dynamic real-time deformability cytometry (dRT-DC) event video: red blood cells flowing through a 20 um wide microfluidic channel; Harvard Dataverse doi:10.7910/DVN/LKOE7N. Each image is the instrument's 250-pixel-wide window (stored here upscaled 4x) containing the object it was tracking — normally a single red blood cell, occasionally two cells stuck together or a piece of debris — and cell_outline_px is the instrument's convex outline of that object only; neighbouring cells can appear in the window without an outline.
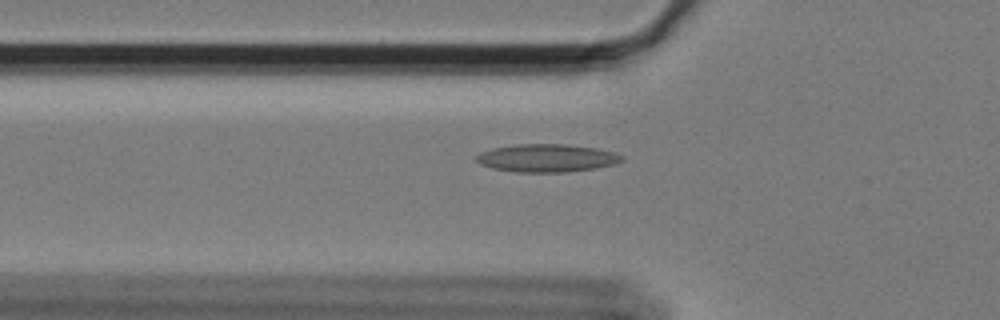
{"species": "Egyptian fruit bat (a non-hibernating species)", "species_latin": "Rousettus aegyptiacus", "temperature_condition": "cold", "stored_images_in_passage": 27, "camera_frame_rate_fps": 3000, "um_per_image_px": 0.085, "animal": {"sex": "female"}, "frame": {"image": 1, "passage_image": 16, "time_ms": 5.0, "image_size_px": [1000, 320], "cell_outline_px": [[624, 160], [616, 164], [596, 168], [568, 172], [516, 172], [492, 168], [480, 164], [476, 160], [476, 156], [480, 152], [492, 148], [516, 144], [568, 144], [596, 148], [616, 152], [624, 156]], "centroid_in_image_um": [46.51, 13.43], "position_along_channel_um": 79.3, "area_um2": 23.93}}
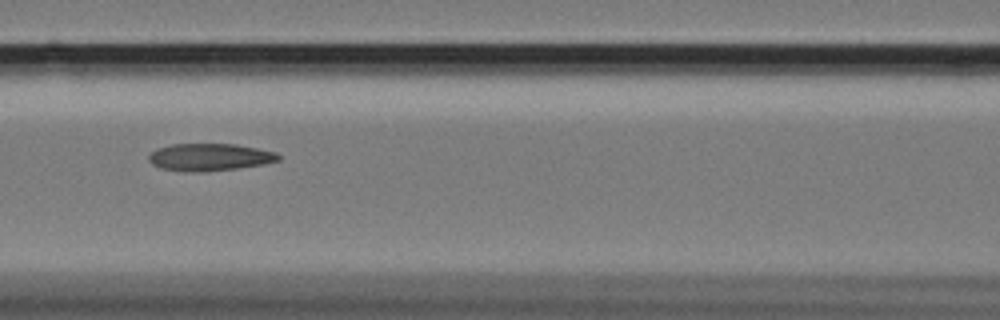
{"frame": {"image": 2, "passage_image": 22, "time_ms": 7.0, "image_size_px": [1000, 320], "cell_outline_px": [[280, 160], [264, 164], [236, 168], [200, 172], [192, 172], [160, 168], [152, 164], [148, 160], [148, 156], [156, 148], [172, 144], [236, 144], [276, 152], [280, 156]], "centroid_in_image_um": [17.8, 13.35], "position_along_channel_um": 148.8, "area_um2": 20.58}}
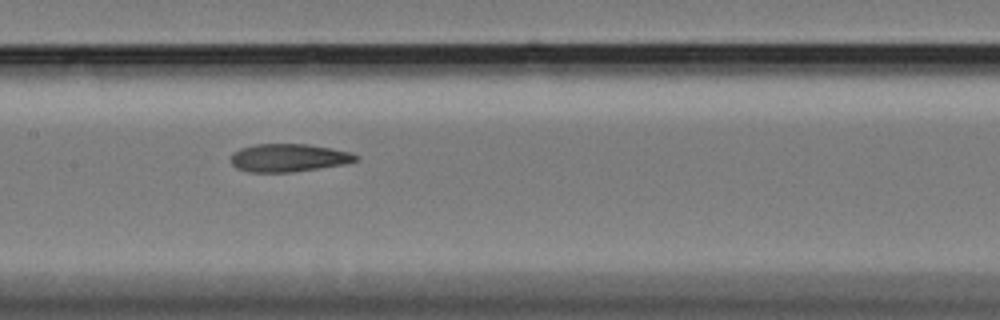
{"frame": {"image": 3, "passage_image": 25, "time_ms": 8.0, "image_size_px": [1000, 320], "cell_outline_px": [[360, 160], [344, 164], [320, 168], [292, 172], [248, 172], [236, 168], [232, 164], [232, 152], [240, 148], [256, 144], [308, 144], [332, 148], [352, 152], [360, 156]], "centroid_in_image_um": [24.57, 13.41], "position_along_channel_um": 182.8, "area_um2": 20.58}}